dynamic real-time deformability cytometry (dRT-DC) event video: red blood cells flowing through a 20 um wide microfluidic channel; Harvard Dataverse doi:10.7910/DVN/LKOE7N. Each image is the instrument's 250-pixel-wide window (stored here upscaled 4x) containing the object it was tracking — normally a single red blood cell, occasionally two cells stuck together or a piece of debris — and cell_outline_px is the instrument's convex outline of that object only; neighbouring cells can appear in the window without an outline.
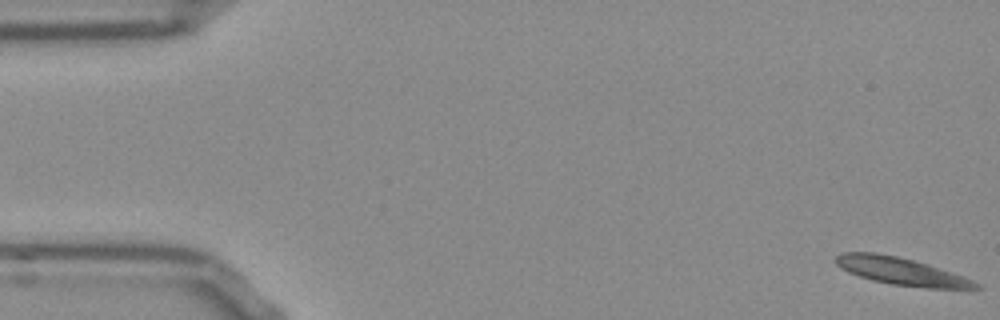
{"species": "Egyptian fruit bat (a non-hibernating species)", "species_latin": "Rousettus aegyptiacus", "temperature_condition": "room temperature", "stored_images_in_passage": 54, "segment_of_instrument_passage": [1, 2], "camera_frame_rate_fps": 3000, "um_per_image_px": 0.085, "frame": {"image": 1, "passage_image": 1, "time_ms": 0.0, "image_size_px": [1000, 320], "cell_outline_px": [[984, 288], [928, 288], [892, 284], [872, 280], [848, 272], [840, 268], [836, 264], [836, 256], [844, 252], [876, 252], [896, 256], [912, 260], [964, 276], [980, 284]], "centroid_in_image_um": [76.58, 23.05], "position_along_channel_um": 8.4, "area_um2": 22.02}}
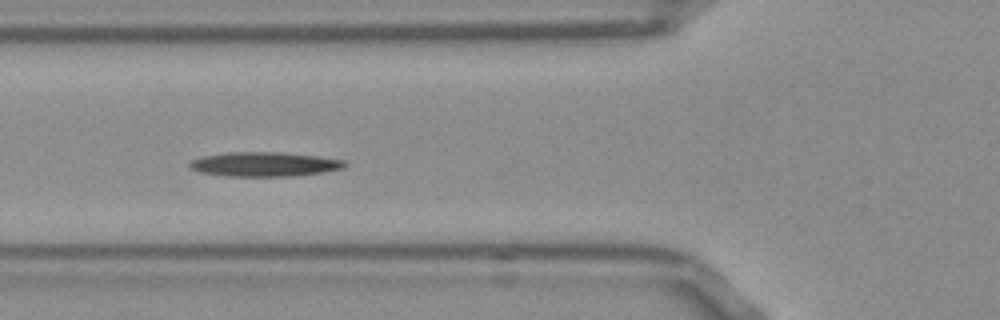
{"frame": {"image": 2, "passage_image": 19, "time_ms": 6.0, "image_size_px": [1000, 320], "cell_outline_px": [[348, 164], [344, 168], [324, 172], [292, 176], [224, 176], [200, 172], [188, 168], [188, 164], [192, 160], [200, 156], [228, 152], [280, 152], [320, 156], [344, 160]], "centroid_in_image_um": [22.46, 13.95], "position_along_channel_um": 103.3, "area_um2": 22.31}}
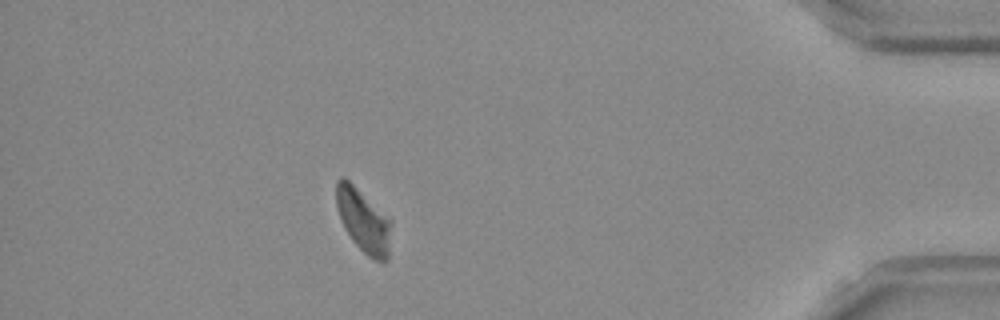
{"frame": {"image": 3, "passage_image": 47, "time_ms": 15.333, "image_size_px": [1000, 320], "cell_outline_px": [[392, 224], [388, 260], [384, 264], [368, 256], [352, 240], [344, 228], [336, 204], [336, 180], [340, 176], [344, 176], [388, 216], [392, 220]], "centroid_in_image_um": [30.91, 18.76], "position_along_channel_um": 404.3, "area_um2": 20.46}}